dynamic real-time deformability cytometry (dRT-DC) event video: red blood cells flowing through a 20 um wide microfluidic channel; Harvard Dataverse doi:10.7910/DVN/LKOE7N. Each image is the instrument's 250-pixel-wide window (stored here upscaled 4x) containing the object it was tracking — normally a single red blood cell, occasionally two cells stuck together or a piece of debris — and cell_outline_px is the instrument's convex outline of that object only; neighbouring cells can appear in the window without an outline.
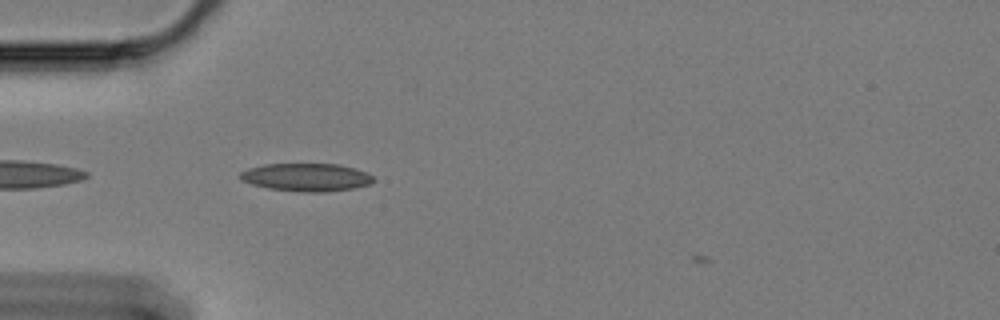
{"species": "Egyptian fruit bat (a non-hibernating species)", "species_latin": "Rousettus aegyptiacus", "temperature_condition": "cold", "stored_images_in_passage": 25, "camera_frame_rate_fps": 3000, "um_per_image_px": 0.085, "animal": {"sex": "female"}, "frame": {"image": 1, "passage_image": 2, "time_ms": 0.333, "image_size_px": [1000, 320], "cell_outline_px": [[376, 180], [368, 184], [352, 188], [324, 192], [300, 192], [268, 188], [252, 184], [240, 180], [240, 172], [248, 168], [264, 164], [340, 164], [364, 172], [372, 176]], "centroid_in_image_um": [26.0, 15.07], "position_along_channel_um": 59.0, "area_um2": 21.56}}
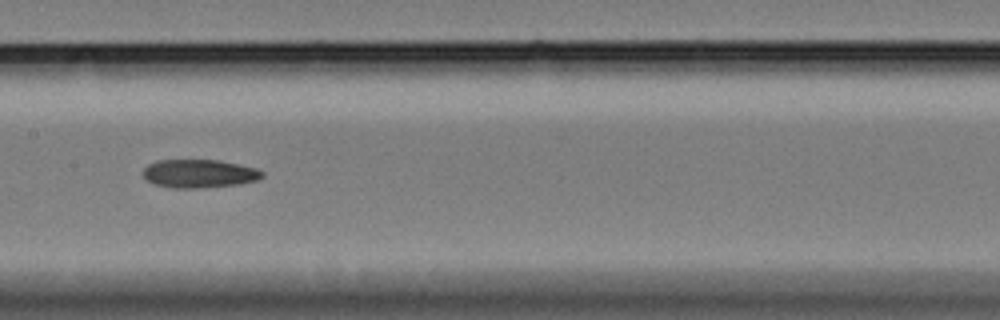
{"frame": {"image": 2, "passage_image": 14, "time_ms": 4.333, "image_size_px": [1000, 320], "cell_outline_px": [[264, 176], [256, 180], [240, 184], [196, 188], [172, 188], [152, 184], [144, 176], [144, 168], [148, 164], [156, 160], [220, 160], [256, 168], [264, 172]], "centroid_in_image_um": [16.93, 14.75], "position_along_channel_um": 190.5, "area_um2": 19.71}}
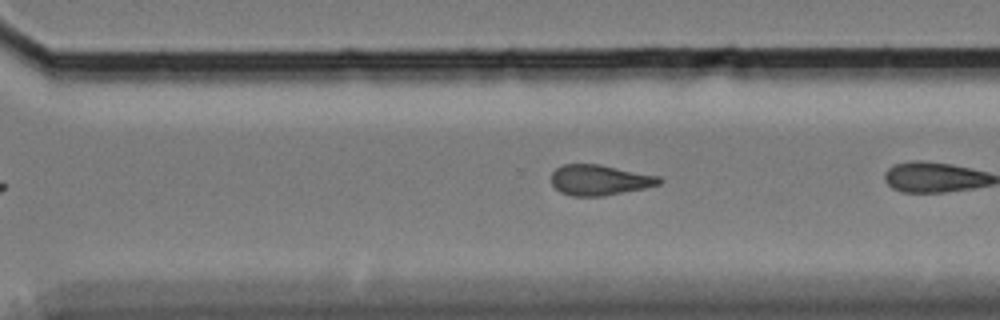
{"frame": {"image": 3, "passage_image": 23, "time_ms": 7.333, "image_size_px": [1000, 320], "cell_outline_px": [[664, 180], [660, 184], [644, 188], [600, 196], [572, 196], [560, 192], [552, 184], [552, 172], [556, 168], [564, 164], [600, 164], [660, 176]], "centroid_in_image_um": [50.98, 15.29], "position_along_channel_um": 319.6, "area_um2": 19.13}}